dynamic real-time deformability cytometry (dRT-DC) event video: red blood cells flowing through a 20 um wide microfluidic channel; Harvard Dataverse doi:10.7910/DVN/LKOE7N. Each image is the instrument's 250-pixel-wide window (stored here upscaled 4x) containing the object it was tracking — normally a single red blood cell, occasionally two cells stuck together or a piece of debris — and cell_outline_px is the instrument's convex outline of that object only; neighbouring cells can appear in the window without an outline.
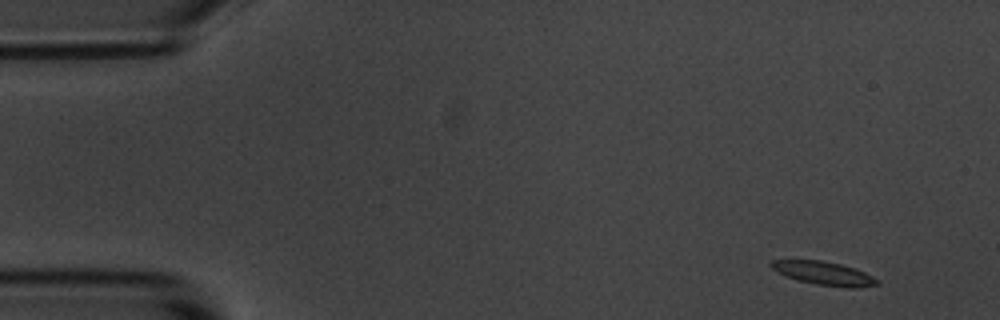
{"species": "common noctule bat (a hibernating species)", "species_latin": "Nyctalus noctula", "temperature_condition": "room temperature", "stored_images_in_passage": 4, "camera_frame_rate_fps": 3000, "um_per_image_px": 0.085, "animal": {"sex": "male", "body_mass_g": 20.1, "forearm_length_mm": 53.5}, "frame": {"image": 1, "passage_image": 1, "time_ms": 0.0, "image_size_px": [1000, 320], "cell_outline_px": [[880, 284], [856, 288], [844, 288], [816, 284], [796, 280], [784, 276], [776, 272], [768, 264], [772, 260], [820, 260], [840, 264], [856, 268], [880, 280]], "centroid_in_image_um": [70.03, 23.24], "position_along_channel_um": 15.0, "area_um2": 14.74}}
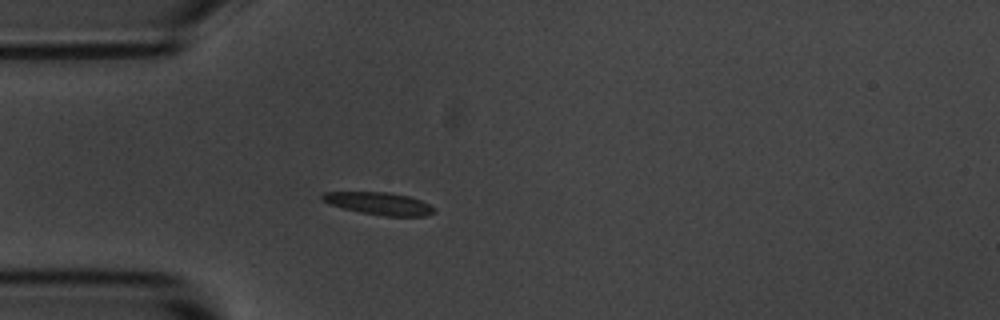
{"frame": {"image": 2, "passage_image": 4, "time_ms": 3.667, "image_size_px": [1000, 320], "cell_outline_px": [[436, 212], [424, 216], [384, 216], [360, 212], [344, 208], [320, 200], [320, 196], [324, 192], [388, 192], [408, 196], [420, 200], [436, 208]], "centroid_in_image_um": [32.24, 17.3], "position_along_channel_um": 52.8, "area_um2": 14.57}}